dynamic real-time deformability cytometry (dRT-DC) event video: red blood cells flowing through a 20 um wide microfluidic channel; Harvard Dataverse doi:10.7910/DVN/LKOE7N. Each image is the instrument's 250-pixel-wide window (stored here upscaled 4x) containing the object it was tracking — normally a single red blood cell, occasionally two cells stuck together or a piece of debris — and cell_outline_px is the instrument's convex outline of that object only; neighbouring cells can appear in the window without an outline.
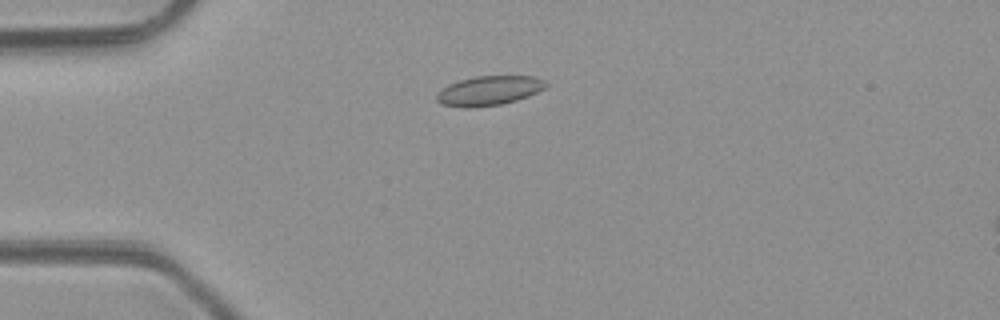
{"species": "common noctule bat (a hibernating species)", "species_latin": "Nyctalus noctula", "temperature_condition": "room temperature", "stored_images_in_passage": 3, "camera_frame_rate_fps": 3000, "um_per_image_px": 0.085, "animal": {"sex": "male", "body_mass_g": 23.1, "forearm_length_mm": 52.7}, "frame": {"image": 1, "passage_image": 3, "time_ms": 3.0, "image_size_px": [1000, 320], "cell_outline_px": [[548, 84], [544, 88], [528, 96], [516, 100], [500, 104], [472, 108], [460, 108], [444, 104], [436, 100], [436, 96], [448, 84], [460, 80], [476, 76], [536, 76], [544, 80]], "centroid_in_image_um": [41.58, 7.7], "position_along_channel_um": 43.4, "area_um2": 18.61}}